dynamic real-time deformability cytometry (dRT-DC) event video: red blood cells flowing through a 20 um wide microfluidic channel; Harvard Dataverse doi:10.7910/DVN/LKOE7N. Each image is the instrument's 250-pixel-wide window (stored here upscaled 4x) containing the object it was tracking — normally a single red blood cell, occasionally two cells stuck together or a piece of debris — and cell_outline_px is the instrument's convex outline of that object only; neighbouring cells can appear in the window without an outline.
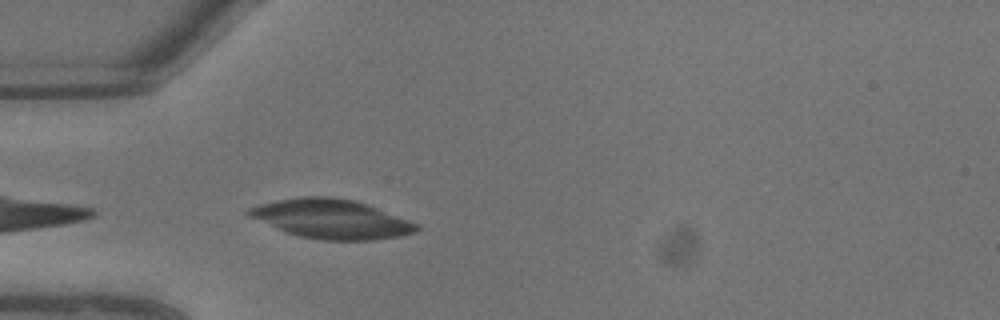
{"species": "common noctule bat (a hibernating species)", "species_latin": "Nyctalus noctula", "temperature_condition": "warm", "stored_images_in_passage": 5, "camera_frame_rate_fps": 3000, "um_per_image_px": 0.085, "animal": {"sex": "male", "body_mass_g": 13.3}, "frame": {"image": 1, "passage_image": 5, "time_ms": 1.333, "image_size_px": [1000, 320], "cell_outline_px": [[420, 228], [416, 232], [400, 236], [372, 240], [320, 240], [296, 236], [276, 228], [248, 216], [244, 212], [248, 208], [260, 204], [276, 200], [300, 196], [332, 196], [352, 200], [376, 208], [420, 224]], "centroid_in_image_um": [28.14, 18.61], "position_along_channel_um": 56.9, "area_um2": 38.32}}